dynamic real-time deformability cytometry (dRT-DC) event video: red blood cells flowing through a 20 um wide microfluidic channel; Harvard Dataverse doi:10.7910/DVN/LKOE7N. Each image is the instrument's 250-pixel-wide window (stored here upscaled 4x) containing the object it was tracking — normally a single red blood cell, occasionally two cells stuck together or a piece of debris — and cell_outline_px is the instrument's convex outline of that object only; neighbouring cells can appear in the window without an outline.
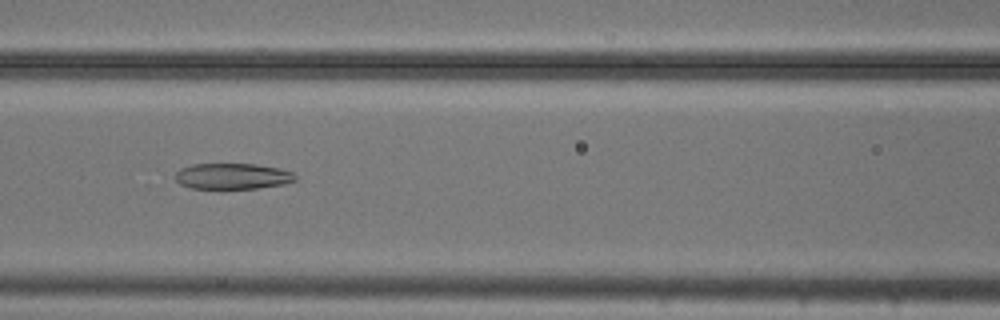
{"species": "common noctule bat (a hibernating species)", "species_latin": "Nyctalus noctula", "temperature_condition": "cold", "stored_images_in_passage": 48, "camera_frame_rate_fps": 3000, "um_per_image_px": 0.085, "animal": {"sex": "male", "body_mass_g": 20.5, "forearm_length_mm": 52.5}, "frame": {"image": 1, "passage_image": 18, "time_ms": 5.667, "image_size_px": [1000, 320], "cell_outline_px": [[296, 180], [284, 184], [256, 188], [220, 192], [192, 188], [180, 184], [176, 180], [176, 172], [180, 168], [192, 164], [256, 164], [276, 168], [292, 172], [296, 176]], "centroid_in_image_um": [19.71, 15.03], "position_along_channel_um": 146.9, "area_um2": 18.84}}
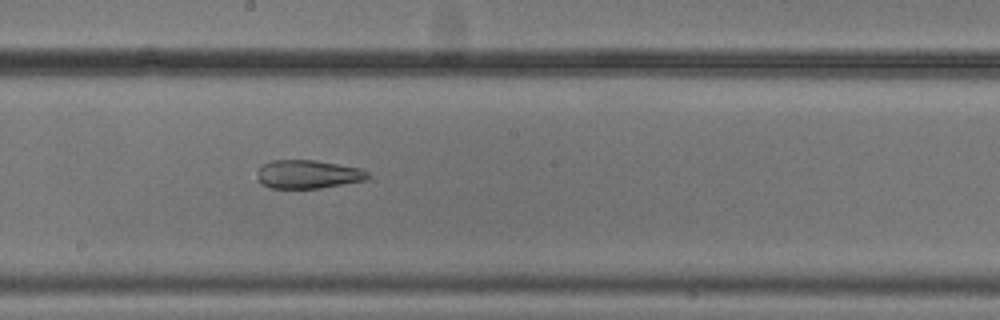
{"frame": {"image": 2, "passage_image": 24, "time_ms": 7.667, "image_size_px": [1000, 320], "cell_outline_px": [[372, 176], [368, 180], [320, 188], [272, 188], [260, 184], [256, 172], [264, 164], [272, 160], [316, 160], [360, 168], [368, 172]], "centroid_in_image_um": [26.21, 14.81], "position_along_channel_um": 222.0, "area_um2": 18.5}}
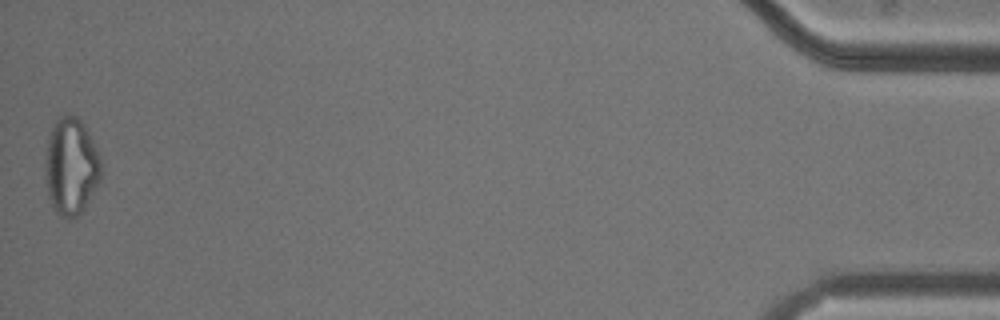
{"frame": {"image": 3, "passage_image": 48, "time_ms": 15.667, "image_size_px": [1000, 320], "cell_outline_px": [[100, 180], [84, 208], [76, 216], [68, 220], [60, 216], [56, 212], [48, 196], [44, 168], [44, 164], [48, 132], [56, 120], [60, 116], [68, 112], [76, 116], [84, 124], [100, 160]], "centroid_in_image_um": [5.99, 14.12], "position_along_channel_um": 429.2, "area_um2": 31.62}, "authors_computed_cell_mechanics": {"area_um2": 25.2008, "velocity_mm_per_s": 3.7606, "shape_relaxation_time_tau1_ms": null, "shape_relaxation_time_tau2_ms": 2.3263, "deformation_change_tau1": null, "deformation_change_tau2": 0.0947}}